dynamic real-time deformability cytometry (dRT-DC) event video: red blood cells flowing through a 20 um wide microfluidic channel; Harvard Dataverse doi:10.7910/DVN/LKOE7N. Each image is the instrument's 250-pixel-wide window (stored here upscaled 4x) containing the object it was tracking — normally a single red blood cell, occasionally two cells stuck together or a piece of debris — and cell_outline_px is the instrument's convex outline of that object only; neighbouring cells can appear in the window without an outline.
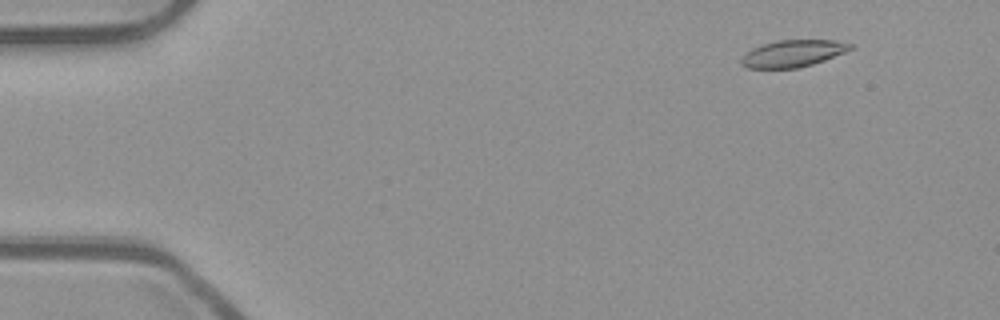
{"species": "common noctule bat (a hibernating species)", "species_latin": "Nyctalus noctula", "temperature_condition": "room temperature", "stored_images_in_passage": 54, "camera_frame_rate_fps": 3000, "um_per_image_px": 0.085, "animal": {"sex": "male", "body_mass_g": 23.1, "forearm_length_mm": 52.7}, "frame": {"image": 1, "passage_image": 6, "time_ms": 1.667, "image_size_px": [1000, 320], "cell_outline_px": [[852, 48], [844, 52], [824, 60], [812, 64], [796, 68], [748, 68], [740, 64], [740, 60], [752, 48], [776, 40], [836, 40], [852, 44]], "centroid_in_image_um": [67.38, 4.54], "position_along_channel_um": 17.6, "area_um2": 16.88}}
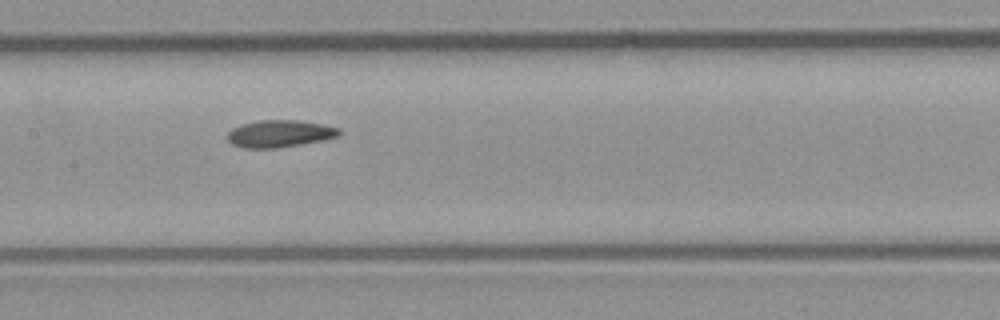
{"frame": {"image": 2, "passage_image": 27, "time_ms": 8.667, "image_size_px": [1000, 320], "cell_outline_px": [[344, 132], [340, 136], [300, 144], [276, 148], [244, 148], [232, 144], [228, 140], [228, 132], [232, 128], [240, 124], [260, 120], [300, 120], [324, 124], [340, 128]], "centroid_in_image_um": [23.8, 11.35], "position_along_channel_um": 183.6, "area_um2": 17.8}}
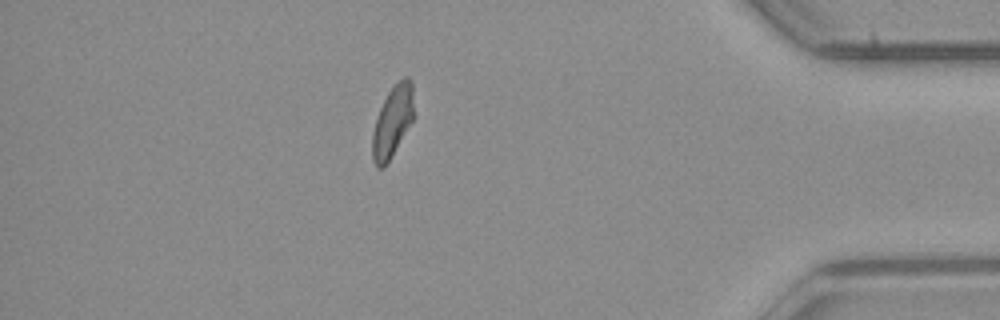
{"frame": {"image": 3, "passage_image": 47, "time_ms": 15.333, "image_size_px": [1000, 320], "cell_outline_px": [[412, 120], [384, 168], [376, 168], [372, 160], [372, 132], [380, 108], [388, 92], [404, 76], [408, 76], [412, 80]], "centroid_in_image_um": [33.33, 10.35], "position_along_channel_um": 401.9, "area_um2": 16.7}, "authors_computed_cell_mechanics": {"area_um2": 17.5134, "velocity_mm_per_s": 3.8965, "shape_relaxation_time_tau1_ms": null, "shape_relaxation_time_tau2_ms": 3.7504, "deformation_change_tau1": null, "deformation_change_tau2": 0.1085}}